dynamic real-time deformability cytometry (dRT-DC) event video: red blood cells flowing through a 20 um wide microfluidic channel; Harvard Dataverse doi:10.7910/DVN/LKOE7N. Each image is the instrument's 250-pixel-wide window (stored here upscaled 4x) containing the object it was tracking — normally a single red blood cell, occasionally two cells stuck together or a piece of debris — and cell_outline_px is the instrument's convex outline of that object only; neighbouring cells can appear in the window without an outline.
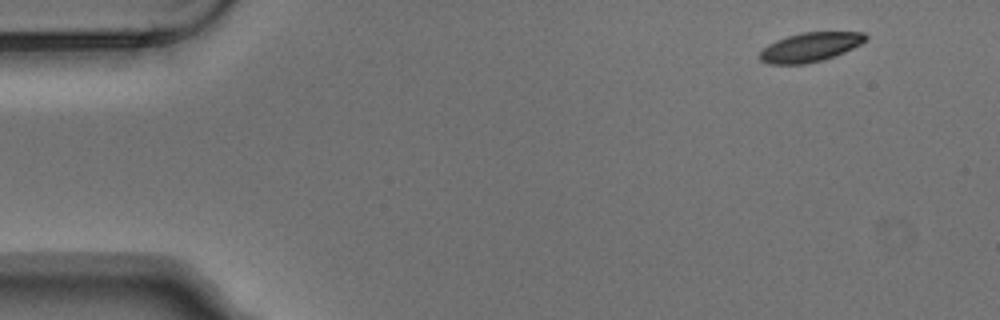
{"species": "Egyptian fruit bat (a non-hibernating species)", "species_latin": "Rousettus aegyptiacus", "temperature_condition": "warm", "stored_images_in_passage": 5, "segment_of_instrument_passage": [1, 2], "camera_frame_rate_fps": 3000, "um_per_image_px": 0.085, "animal": {"sex": "male"}, "frame": {"image": 1, "passage_image": 1, "time_ms": 0.0, "image_size_px": [1000, 320], "cell_outline_px": [[868, 36], [860, 44], [844, 52], [820, 60], [804, 64], [768, 64], [760, 60], [760, 52], [768, 44], [776, 40], [800, 32], [864, 32]], "centroid_in_image_um": [68.83, 4.0], "position_along_channel_um": 16.2, "area_um2": 17.74}}
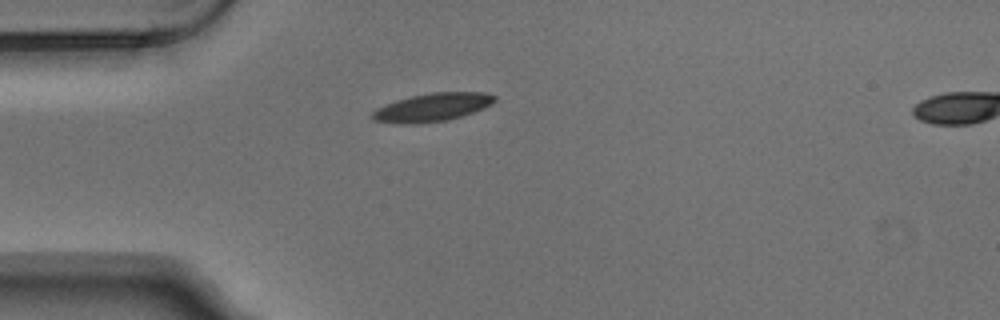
{"frame": {"image": 2, "passage_image": 4, "time_ms": 1.0, "image_size_px": [1000, 320], "cell_outline_px": [[496, 100], [492, 104], [484, 108], [448, 120], [416, 124], [400, 124], [372, 120], [368, 116], [376, 108], [396, 100], [412, 96], [432, 92], [484, 92], [496, 96]], "centroid_in_image_um": [36.71, 9.13], "position_along_channel_um": 48.3, "area_um2": 20.23}}